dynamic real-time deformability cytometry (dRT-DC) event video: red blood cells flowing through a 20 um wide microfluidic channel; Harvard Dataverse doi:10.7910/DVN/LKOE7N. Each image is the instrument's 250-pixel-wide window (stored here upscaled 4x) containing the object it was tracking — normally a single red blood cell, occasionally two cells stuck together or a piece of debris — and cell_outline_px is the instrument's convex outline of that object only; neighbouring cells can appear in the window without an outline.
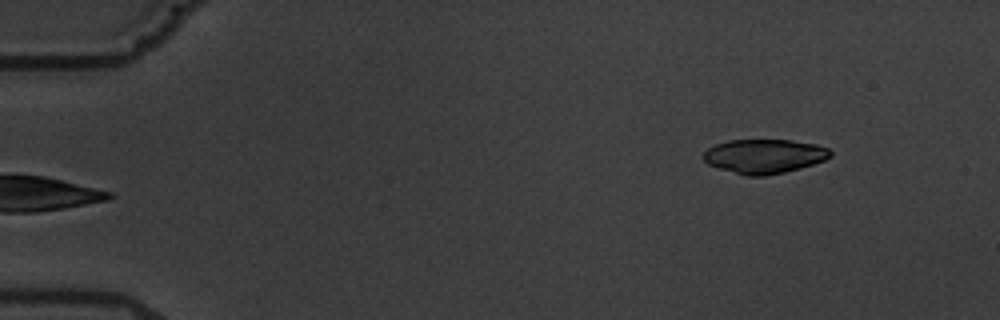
{"species": "common noctule bat (a hibernating species)", "species_latin": "Nyctalus noctula", "temperature_condition": "warm", "stored_images_in_passage": 6, "camera_frame_rate_fps": 3000, "um_per_image_px": 0.085, "animal": {"sex": "male", "body_mass_g": 19.5, "forearm_length_mm": 54.6}, "frame": {"image": 1, "passage_image": 6, "time_ms": 6.0, "image_size_px": [1000, 320], "cell_outline_px": [[832, 156], [824, 160], [800, 168], [784, 172], [764, 176], [744, 176], [708, 164], [700, 156], [708, 148], [716, 144], [728, 140], [792, 140], [816, 144], [828, 148], [832, 152]], "centroid_in_image_um": [64.95, 13.27], "position_along_channel_um": 20.1, "area_um2": 25.37}}